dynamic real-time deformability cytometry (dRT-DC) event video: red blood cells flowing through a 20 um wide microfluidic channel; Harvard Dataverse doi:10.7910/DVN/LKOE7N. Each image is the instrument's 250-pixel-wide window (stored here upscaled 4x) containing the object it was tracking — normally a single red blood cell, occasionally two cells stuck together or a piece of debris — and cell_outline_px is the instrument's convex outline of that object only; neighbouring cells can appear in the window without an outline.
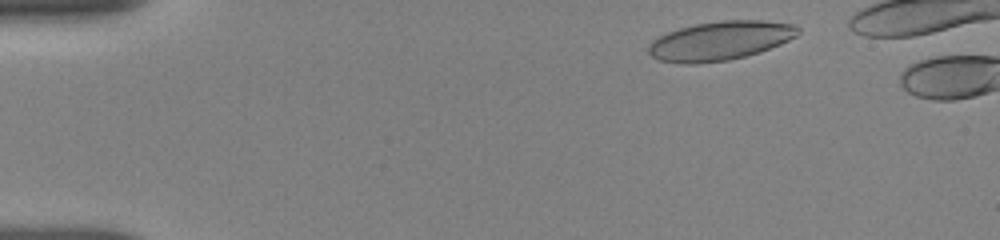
{"species": "human", "species_latin": "Homo sapiens", "temperature_condition": "room temperature", "stored_images_in_passage": 3, "camera_frame_rate_fps": 3000, "um_per_image_px": 0.085, "donor": {"sex": "female"}, "frame": {"image": 1, "passage_image": 2, "time_ms": 0.667, "image_size_px": [1000, 240], "cell_outline_px": [[800, 32], [796, 36], [780, 44], [760, 52], [728, 60], [692, 64], [680, 64], [660, 60], [652, 56], [648, 52], [648, 44], [656, 36], [680, 28], [696, 24], [720, 20], [764, 20], [792, 24], [800, 28]], "centroid_in_image_um": [61.19, 3.46], "position_along_channel_um": 23.8, "area_um2": 34.04}}